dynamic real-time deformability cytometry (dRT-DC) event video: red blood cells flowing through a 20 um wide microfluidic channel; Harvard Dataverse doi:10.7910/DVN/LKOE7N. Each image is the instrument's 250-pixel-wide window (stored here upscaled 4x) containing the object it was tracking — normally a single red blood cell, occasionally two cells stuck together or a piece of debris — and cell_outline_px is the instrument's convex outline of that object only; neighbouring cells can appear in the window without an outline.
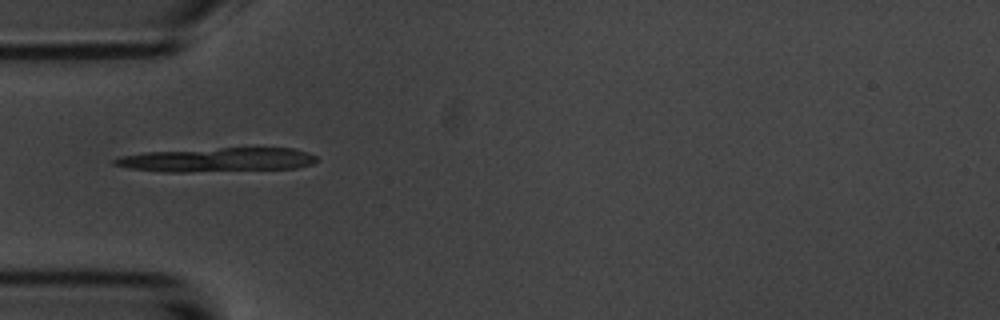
{"species": "common noctule bat (a hibernating species)", "species_latin": "Nyctalus noctula", "temperature_condition": "room temperature", "stored_images_in_passage": 35, "camera_frame_rate_fps": 3000, "um_per_image_px": 0.085, "animal": {"sex": "male", "body_mass_g": 20.1, "forearm_length_mm": 53.5}, "frame": {"image": 1, "passage_image": 1, "time_ms": 0.0, "image_size_px": [1000, 320], "cell_outline_px": [[320, 160], [312, 164], [296, 168], [188, 172], [164, 172], [132, 168], [112, 164], [112, 160], [120, 156], [144, 152], [220, 148], [292, 148], [308, 152], [316, 156]], "centroid_in_image_um": [18.49, 13.58], "position_along_channel_um": 66.5, "area_um2": 28.32}}
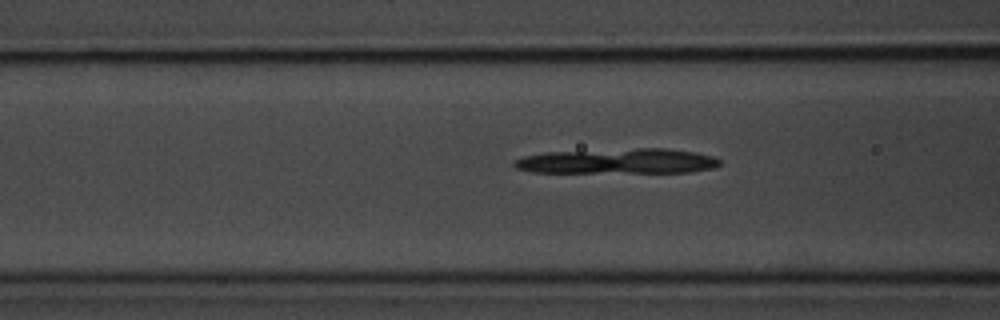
{"frame": {"image": 2, "passage_image": 5, "time_ms": 1.333, "image_size_px": [1000, 320], "cell_outline_px": [[720, 164], [712, 168], [692, 172], [532, 172], [516, 168], [512, 164], [512, 160], [524, 156], [544, 152], [636, 148], [664, 148], [692, 152], [712, 156], [720, 160]], "centroid_in_image_um": [52.45, 13.7], "position_along_channel_um": 114.2, "area_um2": 30.11}}
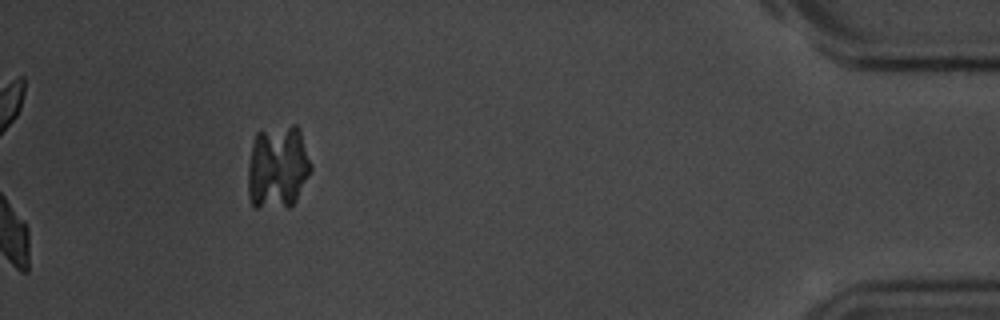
{"frame": {"image": 3, "passage_image": 35, "time_ms": 11.333, "image_size_px": [1000, 320], "cell_outline_px": [[312, 168], [296, 200], [288, 208], [256, 208], [252, 204], [248, 196], [248, 164], [252, 144], [256, 132], [292, 124], [296, 124], [300, 128], [312, 164]], "centroid_in_image_um": [23.61, 14.21], "position_along_channel_um": 411.6, "area_um2": 31.27}}